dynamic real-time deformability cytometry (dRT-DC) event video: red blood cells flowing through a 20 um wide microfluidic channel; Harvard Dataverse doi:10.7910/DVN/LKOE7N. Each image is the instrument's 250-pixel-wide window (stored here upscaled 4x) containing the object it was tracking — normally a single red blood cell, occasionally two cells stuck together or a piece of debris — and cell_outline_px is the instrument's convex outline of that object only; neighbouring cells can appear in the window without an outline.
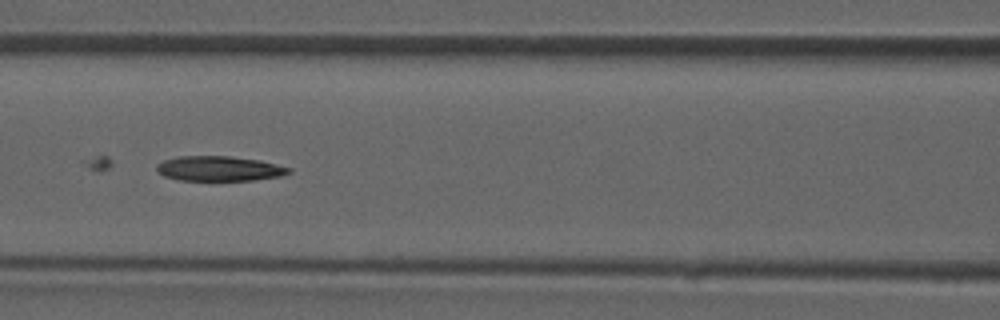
{"species": "common noctule bat (a hibernating species)", "species_latin": "Nyctalus noctula", "temperature_condition": "room temperature", "stored_images_in_passage": 46, "camera_frame_rate_fps": 3000, "um_per_image_px": 0.085, "animal": {"sex": "male", "forearm_length_mm": 52.5}, "frame": {"image": 1, "passage_image": 20, "time_ms": 6.333, "image_size_px": [1000, 320], "cell_outline_px": [[292, 172], [280, 176], [252, 180], [180, 180], [164, 176], [156, 172], [156, 164], [164, 160], [176, 156], [228, 156], [260, 160], [292, 168]], "centroid_in_image_um": [18.61, 14.32], "position_along_channel_um": 148.0, "area_um2": 19.25}}